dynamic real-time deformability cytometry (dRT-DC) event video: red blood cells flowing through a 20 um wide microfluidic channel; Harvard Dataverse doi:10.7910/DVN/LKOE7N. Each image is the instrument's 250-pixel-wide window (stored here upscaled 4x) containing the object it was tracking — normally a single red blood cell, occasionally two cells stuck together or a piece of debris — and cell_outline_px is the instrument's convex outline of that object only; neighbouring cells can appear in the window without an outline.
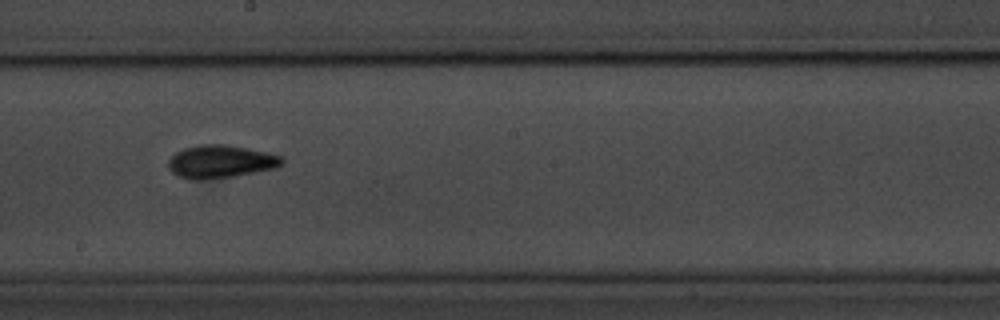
{"species": "common noctule bat (a hibernating species)", "species_latin": "Nyctalus noctula", "temperature_condition": "room temperature", "stored_images_in_passage": 17, "camera_frame_rate_fps": 3000, "um_per_image_px": 0.085, "animal": {"sex": "male", "body_mass_g": 20.1, "forearm_length_mm": 53.5}, "frame": {"image": 1, "passage_image": 10, "time_ms": 11.0, "image_size_px": [1000, 320], "cell_outline_px": [[284, 164], [276, 168], [232, 176], [200, 180], [192, 180], [180, 176], [172, 172], [168, 168], [168, 160], [176, 152], [184, 148], [200, 144], [224, 144], [284, 156]], "centroid_in_image_um": [18.75, 13.73], "position_along_channel_um": 229.5, "area_um2": 21.68}}
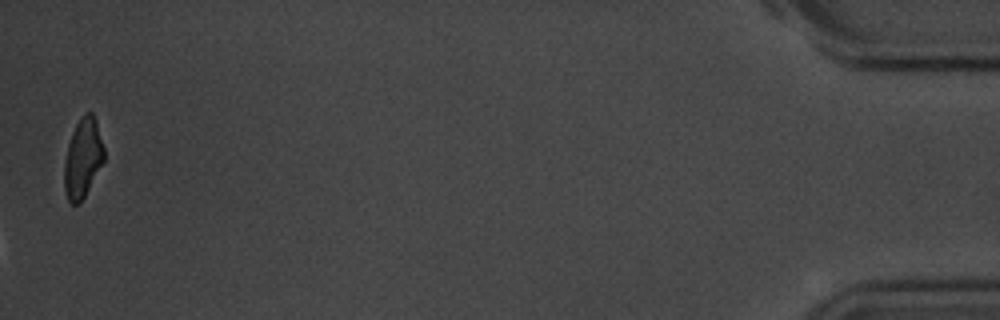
{"frame": {"image": 2, "passage_image": 17, "time_ms": 19.333, "image_size_px": [1000, 320], "cell_outline_px": [[104, 160], [84, 196], [76, 204], [72, 204], [68, 200], [64, 188], [64, 164], [68, 144], [72, 132], [76, 124], [84, 112], [92, 112], [96, 120], [104, 148]], "centroid_in_image_um": [7.03, 13.4], "position_along_channel_um": 428.2, "area_um2": 18.09}, "authors_computed_cell_mechanics": {"area_um2": 19.5364, "velocity_mm_per_s": 3.4945, "shape_relaxation_time_tau1_ms": 1.404, "shape_relaxation_time_tau2_ms": 1.8196, "deformation_change_tau1": 0.0555, "deformation_change_tau2": 0.0582}}